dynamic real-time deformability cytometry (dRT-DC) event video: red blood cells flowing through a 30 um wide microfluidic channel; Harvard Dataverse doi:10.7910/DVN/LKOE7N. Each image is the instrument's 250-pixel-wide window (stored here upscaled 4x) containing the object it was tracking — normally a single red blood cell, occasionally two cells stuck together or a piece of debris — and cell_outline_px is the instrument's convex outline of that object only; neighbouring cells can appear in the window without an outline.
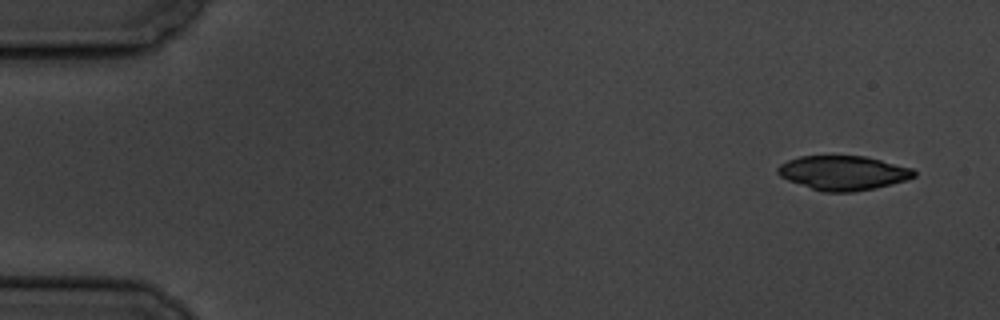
{"species": "common noctule bat (a hibernating species)", "species_latin": "Nyctalus noctula", "temperature_condition": "cold", "stored_images_in_passage": 6, "camera_frame_rate_fps": 3000, "um_per_image_px": 0.085, "animal": {"sex": "male", "body_mass_g": 19.5, "forearm_length_mm": 54.6}, "frame": {"image": 1, "passage_image": 1, "time_ms": 0.0, "image_size_px": [1000, 320], "cell_outline_px": [[916, 176], [904, 180], [876, 188], [852, 192], [824, 192], [788, 180], [780, 176], [776, 172], [776, 168], [780, 164], [788, 160], [800, 156], [864, 156], [912, 168], [916, 172]], "centroid_in_image_um": [71.65, 14.69], "position_along_channel_um": 13.4, "area_um2": 27.05}}